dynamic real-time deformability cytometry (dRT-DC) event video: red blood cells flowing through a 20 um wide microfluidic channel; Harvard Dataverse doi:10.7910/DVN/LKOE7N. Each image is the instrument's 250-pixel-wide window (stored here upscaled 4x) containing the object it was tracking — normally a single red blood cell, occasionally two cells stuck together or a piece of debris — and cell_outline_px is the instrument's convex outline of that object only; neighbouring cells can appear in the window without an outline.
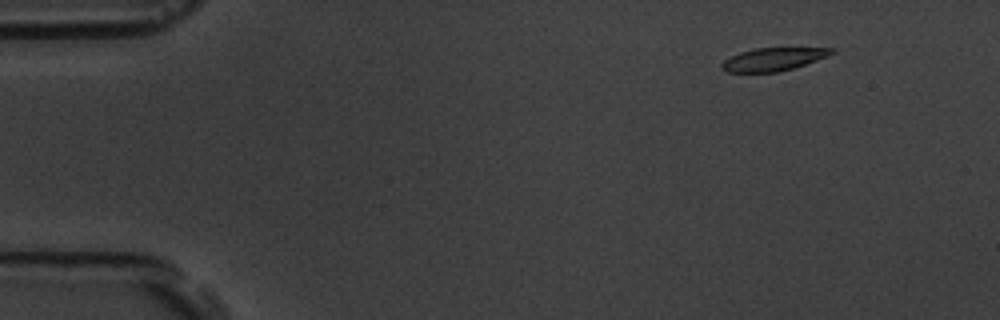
{"species": "common noctule bat (a hibernating species)", "species_latin": "Nyctalus noctula", "temperature_condition": "room temperature", "stored_images_in_passage": 4, "camera_frame_rate_fps": 3000, "um_per_image_px": 0.085, "animal": {"sex": "male", "body_mass_g": 19.5, "forearm_length_mm": 54.6}, "frame": {"image": 1, "passage_image": 1, "time_ms": 0.0, "image_size_px": [1000, 320], "cell_outline_px": [[836, 52], [828, 56], [792, 68], [776, 72], [728, 72], [720, 68], [720, 64], [724, 60], [740, 52], [756, 48], [836, 48]], "centroid_in_image_um": [65.72, 5.03], "position_along_channel_um": 19.3, "area_um2": 14.57}}
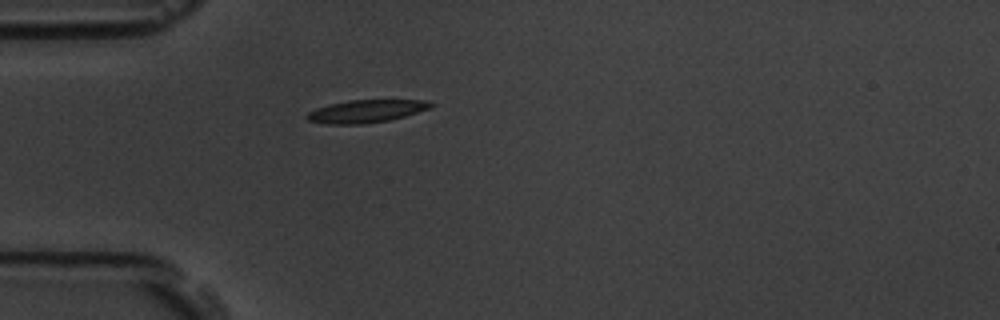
{"frame": {"image": 2, "passage_image": 4, "time_ms": 3.333, "image_size_px": [1000, 320], "cell_outline_px": [[436, 104], [428, 108], [404, 116], [388, 120], [360, 124], [328, 124], [308, 120], [304, 116], [308, 112], [316, 108], [328, 104], [348, 100], [424, 100]], "centroid_in_image_um": [31.06, 9.44], "position_along_channel_um": 53.9, "area_um2": 16.24}}